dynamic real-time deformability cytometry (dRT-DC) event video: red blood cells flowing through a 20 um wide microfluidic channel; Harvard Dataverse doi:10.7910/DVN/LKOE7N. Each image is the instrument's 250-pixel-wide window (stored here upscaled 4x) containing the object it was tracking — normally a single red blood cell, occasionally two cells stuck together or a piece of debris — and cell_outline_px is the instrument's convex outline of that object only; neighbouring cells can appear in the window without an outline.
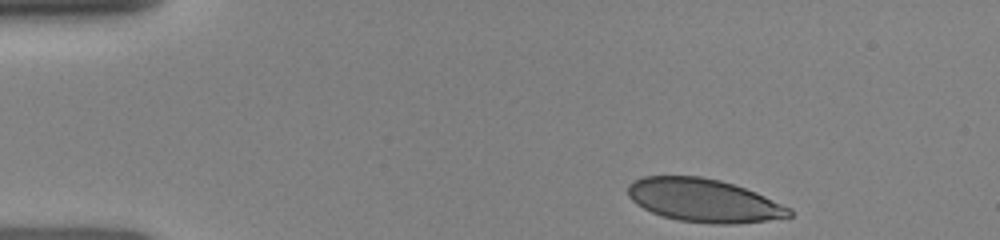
{"species": "human", "species_latin": "Homo sapiens", "temperature_condition": "room temperature", "stored_images_in_passage": 7, "camera_frame_rate_fps": 3000, "um_per_image_px": 0.085, "donor": {"sex": "female"}, "frame": {"image": 1, "passage_image": 1, "time_ms": 0.0, "image_size_px": [1000, 240], "cell_outline_px": [[792, 216], [768, 220], [736, 224], [716, 224], [680, 220], [664, 216], [652, 212], [636, 204], [628, 196], [628, 184], [632, 180], [644, 176], [700, 176], [720, 180], [756, 192], [792, 208]], "centroid_in_image_um": [59.82, 17.03], "position_along_channel_um": 25.2, "area_um2": 40.58}}
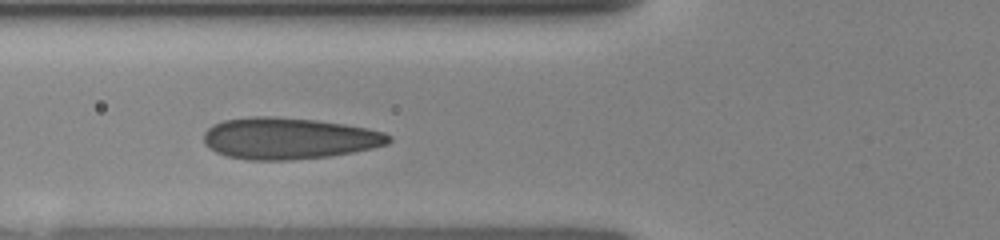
{"frame": {"image": 2, "passage_image": 5, "time_ms": 3.667, "image_size_px": [1000, 240], "cell_outline_px": [[392, 140], [388, 144], [372, 148], [352, 152], [328, 156], [288, 160], [248, 160], [228, 156], [216, 152], [208, 148], [204, 144], [204, 132], [212, 124], [224, 120], [252, 116], [272, 116], [316, 120], [344, 124], [368, 128], [384, 132], [392, 136]], "centroid_in_image_um": [24.54, 11.76], "position_along_channel_um": 101.3, "area_um2": 44.91}}
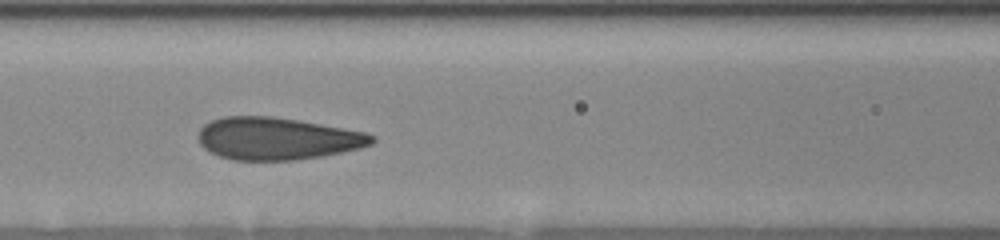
{"frame": {"image": 3, "passage_image": 6, "time_ms": 4.667, "image_size_px": [1000, 240], "cell_outline_px": [[376, 140], [372, 144], [360, 148], [320, 156], [296, 160], [232, 160], [208, 152], [200, 144], [196, 136], [200, 128], [204, 124], [212, 120], [224, 116], [272, 116], [368, 132]], "centroid_in_image_um": [23.52, 11.78], "position_along_channel_um": 143.1, "area_um2": 42.89}}